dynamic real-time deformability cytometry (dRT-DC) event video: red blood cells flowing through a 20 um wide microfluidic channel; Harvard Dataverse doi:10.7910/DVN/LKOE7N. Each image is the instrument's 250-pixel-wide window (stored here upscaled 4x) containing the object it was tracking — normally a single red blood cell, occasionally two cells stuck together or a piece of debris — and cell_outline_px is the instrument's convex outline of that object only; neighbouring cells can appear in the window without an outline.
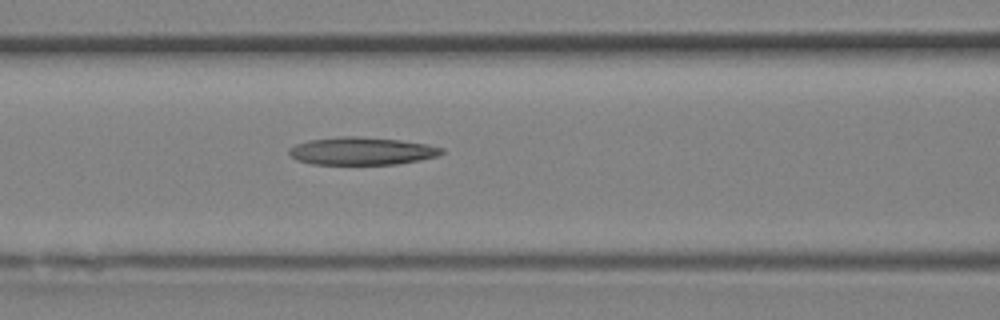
{"species": "Egyptian fruit bat (a non-hibernating species)", "species_latin": "Rousettus aegyptiacus", "temperature_condition": "room temperature", "stored_images_in_passage": 15, "camera_frame_rate_fps": 3000, "um_per_image_px": 0.085, "animal": {"sex": "female"}, "frame": {"image": 1, "passage_image": 13, "time_ms": 4.0, "image_size_px": [1000, 320], "cell_outline_px": [[444, 152], [436, 156], [420, 160], [396, 164], [312, 164], [296, 160], [288, 152], [288, 148], [296, 144], [308, 140], [344, 136], [356, 136], [400, 140], [428, 144], [444, 148]], "centroid_in_image_um": [30.74, 12.83], "position_along_channel_um": 135.9, "area_um2": 24.62}}
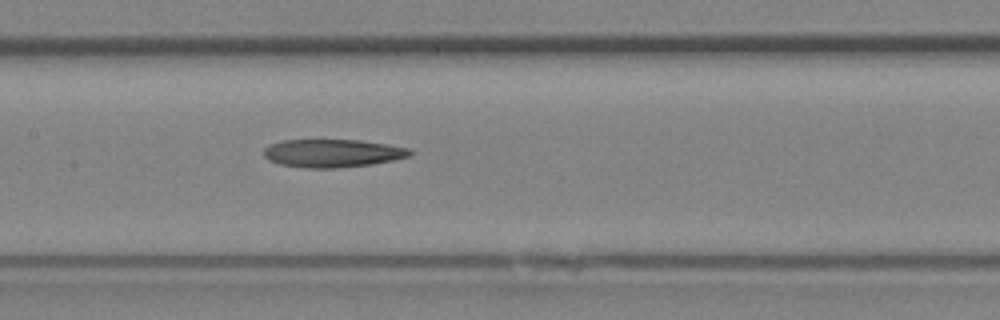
{"frame": {"image": 2, "passage_image": 15, "time_ms": 4.667, "image_size_px": [1000, 320], "cell_outline_px": [[412, 152], [408, 156], [392, 160], [372, 164], [336, 168], [304, 168], [280, 164], [268, 160], [264, 156], [264, 148], [268, 144], [280, 140], [360, 140], [388, 144], [412, 148]], "centroid_in_image_um": [28.24, 13.01], "position_along_channel_um": 179.2, "area_um2": 24.04}}